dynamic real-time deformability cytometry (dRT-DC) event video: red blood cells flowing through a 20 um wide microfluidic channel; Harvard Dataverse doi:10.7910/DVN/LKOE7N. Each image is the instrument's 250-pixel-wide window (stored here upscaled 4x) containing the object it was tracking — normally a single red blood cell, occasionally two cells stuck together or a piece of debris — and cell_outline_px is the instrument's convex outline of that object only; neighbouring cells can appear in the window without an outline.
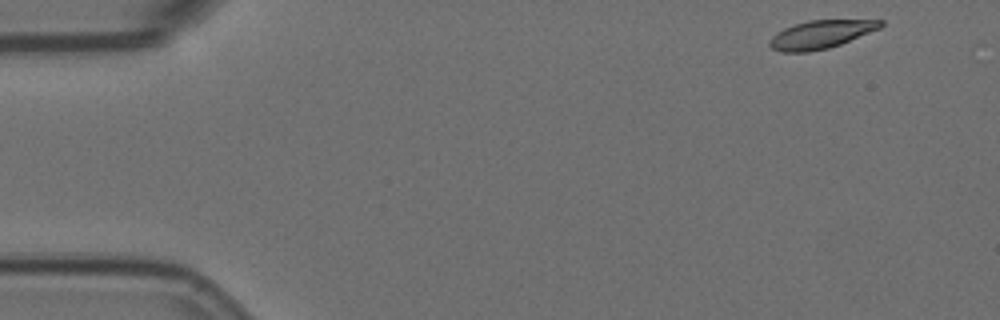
{"species": "Egyptian fruit bat (a non-hibernating species)", "species_latin": "Rousettus aegyptiacus", "temperature_condition": "room temperature", "stored_images_in_passage": 6, "camera_frame_rate_fps": 3000, "um_per_image_px": 0.085, "animal": {"sex": "female"}, "frame": {"image": 1, "passage_image": 1, "time_ms": 0.0, "image_size_px": [1000, 320], "cell_outline_px": [[884, 24], [880, 28], [840, 44], [828, 48], [808, 52], [780, 52], [772, 48], [768, 44], [768, 40], [772, 36], [784, 28], [808, 20], [884, 20]], "centroid_in_image_um": [69.75, 2.93], "position_along_channel_um": 15.3, "area_um2": 18.09}}
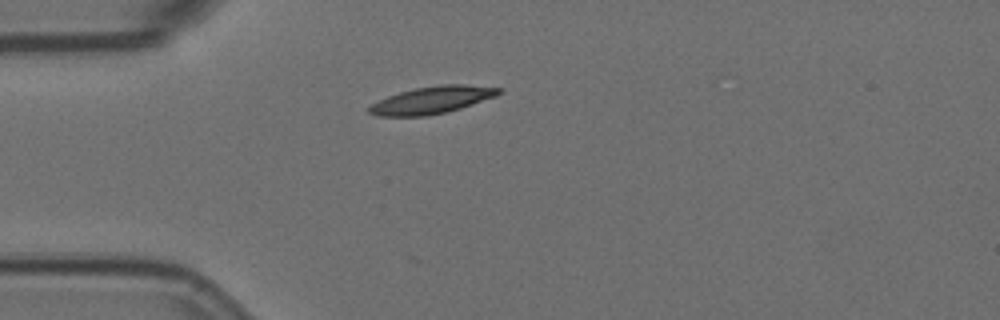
{"frame": {"image": 2, "passage_image": 4, "time_ms": 1.0, "image_size_px": [1000, 320], "cell_outline_px": [[504, 92], [496, 96], [448, 112], [424, 116], [376, 116], [368, 112], [368, 108], [372, 104], [388, 96], [400, 92], [416, 88], [440, 84], [464, 84], [504, 88]], "centroid_in_image_um": [36.77, 8.49], "position_along_channel_um": 48.2, "area_um2": 20.58}}
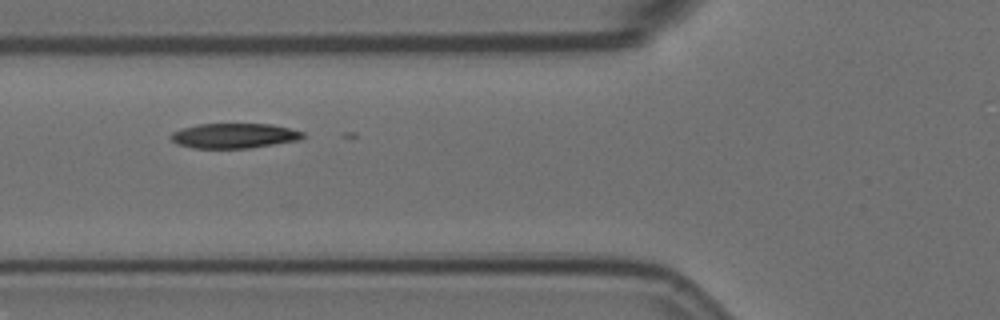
{"frame": {"image": 3, "passage_image": 6, "time_ms": 1.667, "image_size_px": [1000, 320], "cell_outline_px": [[304, 136], [300, 140], [248, 148], [192, 148], [176, 144], [168, 136], [172, 132], [196, 124], [272, 124], [304, 132]], "centroid_in_image_um": [19.87, 11.54], "position_along_channel_um": 105.9, "area_um2": 19.19}}